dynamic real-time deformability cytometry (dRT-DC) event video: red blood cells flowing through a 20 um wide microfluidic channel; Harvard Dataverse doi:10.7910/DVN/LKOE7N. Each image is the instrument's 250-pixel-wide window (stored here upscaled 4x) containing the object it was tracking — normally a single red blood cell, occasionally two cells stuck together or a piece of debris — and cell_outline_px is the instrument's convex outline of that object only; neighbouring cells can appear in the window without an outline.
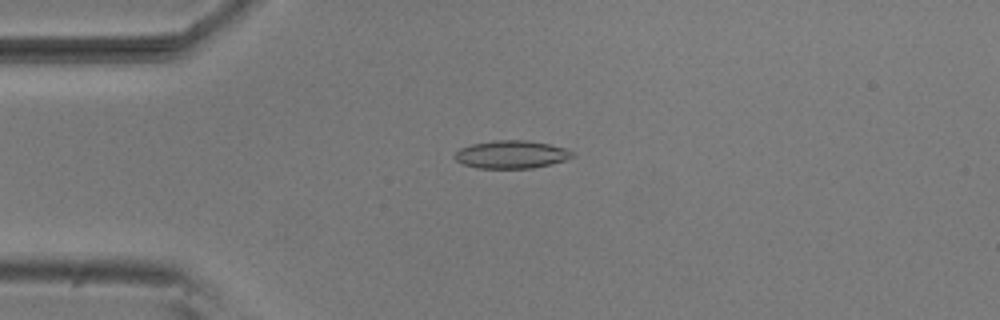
{"species": "common noctule bat (a hibernating species)", "species_latin": "Nyctalus noctula", "temperature_condition": "room temperature", "stored_images_in_passage": 5, "camera_frame_rate_fps": 3000, "um_per_image_px": 0.085, "animal": {"sex": "male", "body_mass_g": 20.5, "forearm_length_mm": 52.5}, "frame": {"image": 1, "passage_image": 4, "time_ms": 1.0, "image_size_px": [1000, 320], "cell_outline_px": [[576, 156], [552, 164], [532, 168], [476, 168], [464, 164], [456, 160], [452, 156], [460, 148], [472, 144], [492, 140], [528, 140], [548, 144], [564, 148], [572, 152]], "centroid_in_image_um": [43.45, 13.13], "position_along_channel_um": 41.6, "area_um2": 19.13}}